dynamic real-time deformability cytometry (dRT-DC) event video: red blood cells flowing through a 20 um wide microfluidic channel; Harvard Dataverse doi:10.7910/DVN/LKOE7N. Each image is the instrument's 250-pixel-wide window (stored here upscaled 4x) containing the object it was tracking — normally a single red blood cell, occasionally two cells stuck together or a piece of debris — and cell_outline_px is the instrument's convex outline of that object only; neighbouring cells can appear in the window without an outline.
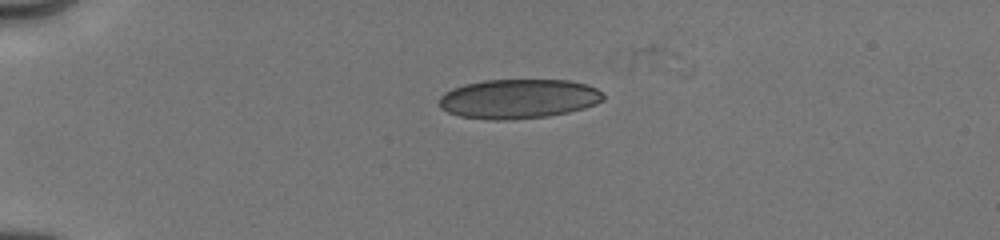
{"species": "human", "species_latin": "Homo sapiens", "temperature_condition": "cold", "stored_images_in_passage": 19, "camera_frame_rate_fps": 3000, "um_per_image_px": 0.085, "donor": {"sex": "male"}, "frame": {"image": 1, "passage_image": 1, "time_ms": 0.0, "image_size_px": [1000, 240], "cell_outline_px": [[604, 100], [596, 104], [584, 108], [568, 112], [548, 116], [512, 120], [488, 120], [460, 116], [448, 112], [440, 108], [436, 104], [440, 96], [444, 92], [452, 88], [464, 84], [484, 80], [568, 80], [584, 84], [596, 88], [604, 96]], "centroid_in_image_um": [44.02, 8.4], "position_along_channel_um": 41.0, "area_um2": 38.03}}
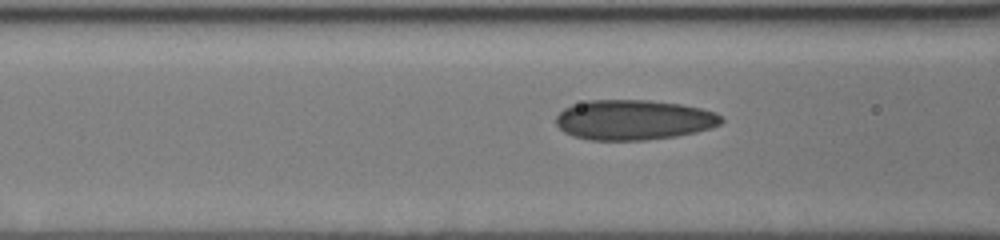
{"frame": {"image": 2, "passage_image": 12, "time_ms": 3.0, "image_size_px": [1000, 240], "cell_outline_px": [[724, 120], [720, 124], [712, 128], [696, 132], [676, 136], [644, 140], [592, 140], [572, 136], [564, 132], [556, 124], [556, 116], [564, 108], [572, 104], [588, 100], [648, 100], [680, 104], [700, 108], [716, 112]], "centroid_in_image_um": [53.85, 10.19], "position_along_channel_um": 112.7, "area_um2": 38.73}}
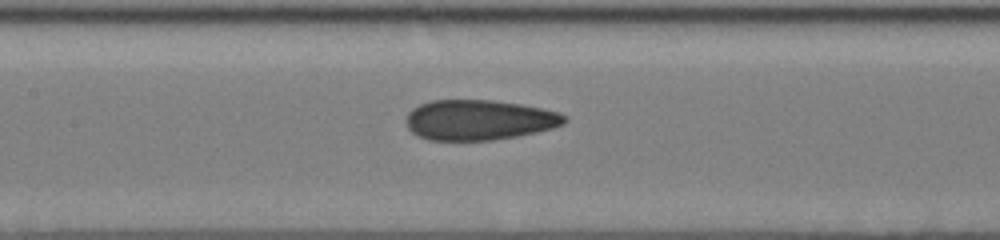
{"frame": {"image": 3, "passage_image": 17, "time_ms": 4.333, "image_size_px": [1000, 240], "cell_outline_px": [[568, 120], [564, 124], [552, 128], [536, 132], [516, 136], [492, 140], [428, 140], [412, 132], [408, 128], [404, 120], [408, 112], [412, 108], [420, 104], [432, 100], [492, 100], [520, 104], [560, 112]], "centroid_in_image_um": [40.69, 10.19], "position_along_channel_um": 166.7, "area_um2": 37.17}}